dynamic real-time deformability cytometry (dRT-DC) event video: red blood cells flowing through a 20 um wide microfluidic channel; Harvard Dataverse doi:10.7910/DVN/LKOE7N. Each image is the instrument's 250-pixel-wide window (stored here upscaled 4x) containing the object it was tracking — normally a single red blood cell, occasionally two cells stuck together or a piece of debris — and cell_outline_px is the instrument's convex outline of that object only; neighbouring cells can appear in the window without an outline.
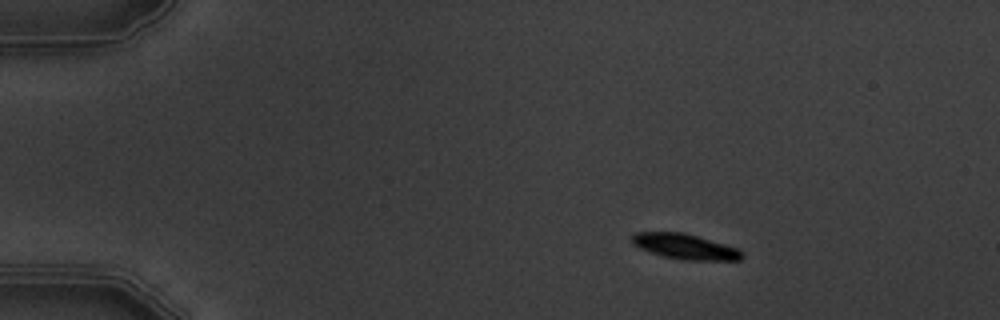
{"species": "common noctule bat (a hibernating species)", "species_latin": "Nyctalus noctula", "temperature_condition": "warm", "stored_images_in_passage": 7, "camera_frame_rate_fps": 3000, "um_per_image_px": 0.085, "animal": {"sex": "male", "body_mass_g": 19.5, "forearm_length_mm": 54.6}, "frame": {"image": 1, "passage_image": 2, "time_ms": 2.0, "image_size_px": [1000, 320], "cell_outline_px": [[744, 256], [740, 260], [680, 260], [664, 256], [640, 248], [632, 244], [632, 236], [636, 232], [684, 232], [740, 248], [744, 252]], "centroid_in_image_um": [58.29, 20.96], "position_along_channel_um": 26.7, "area_um2": 16.36}}
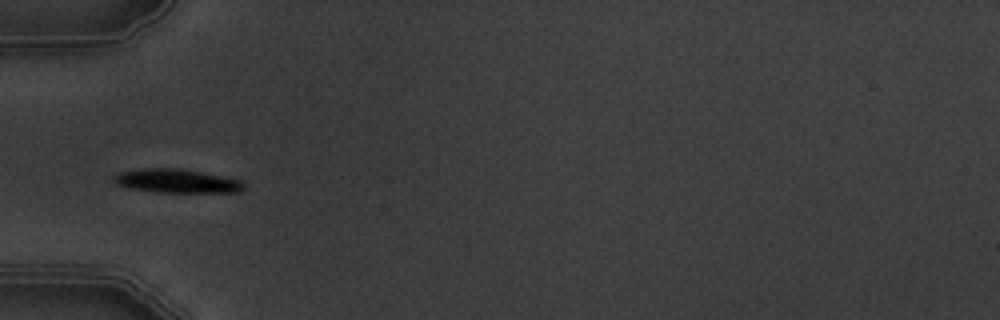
{"frame": {"image": 2, "passage_image": 5, "time_ms": 5.333, "image_size_px": [1000, 320], "cell_outline_px": [[244, 188], [240, 192], [156, 192], [128, 188], [116, 184], [112, 180], [112, 176], [120, 172], [144, 168], [180, 168], [240, 180], [244, 184]], "centroid_in_image_um": [14.96, 15.39], "position_along_channel_um": 70.0, "area_um2": 17.92}}